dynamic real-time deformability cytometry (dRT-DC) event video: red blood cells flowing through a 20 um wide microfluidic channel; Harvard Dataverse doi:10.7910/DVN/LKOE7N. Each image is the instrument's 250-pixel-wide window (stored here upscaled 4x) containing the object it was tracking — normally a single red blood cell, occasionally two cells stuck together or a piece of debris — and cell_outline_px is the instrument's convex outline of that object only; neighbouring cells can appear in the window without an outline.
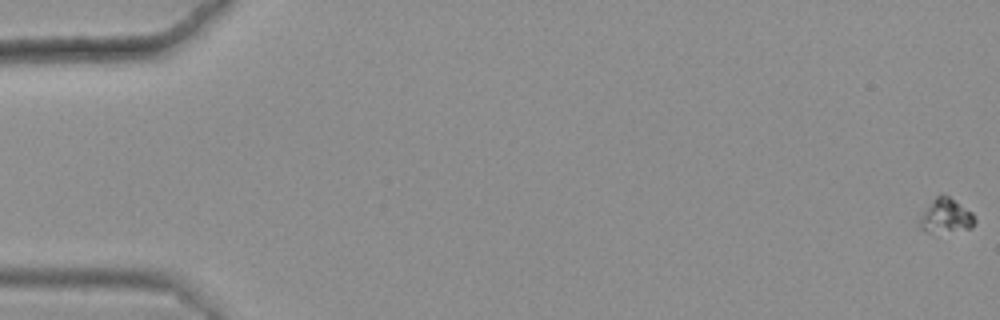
{"species": "common noctule bat (a hibernating species)", "species_latin": "Nyctalus noctula", "temperature_condition": "warm", "stored_images_in_passage": 15, "camera_frame_rate_fps": 3000, "um_per_image_px": 0.085, "animal": {"sex": "female", "body_mass_g": 25.1}, "frame": {"image": 1, "passage_image": 1, "time_ms": 0.0, "image_size_px": [1000, 320], "cell_outline_px": [[976, 220], [972, 228], [928, 232], [920, 228], [920, 216], [932, 200], [936, 196], [948, 196], [972, 212]], "centroid_in_image_um": [80.41, 18.34], "position_along_channel_um": 4.6, "area_um2": 10.52}}